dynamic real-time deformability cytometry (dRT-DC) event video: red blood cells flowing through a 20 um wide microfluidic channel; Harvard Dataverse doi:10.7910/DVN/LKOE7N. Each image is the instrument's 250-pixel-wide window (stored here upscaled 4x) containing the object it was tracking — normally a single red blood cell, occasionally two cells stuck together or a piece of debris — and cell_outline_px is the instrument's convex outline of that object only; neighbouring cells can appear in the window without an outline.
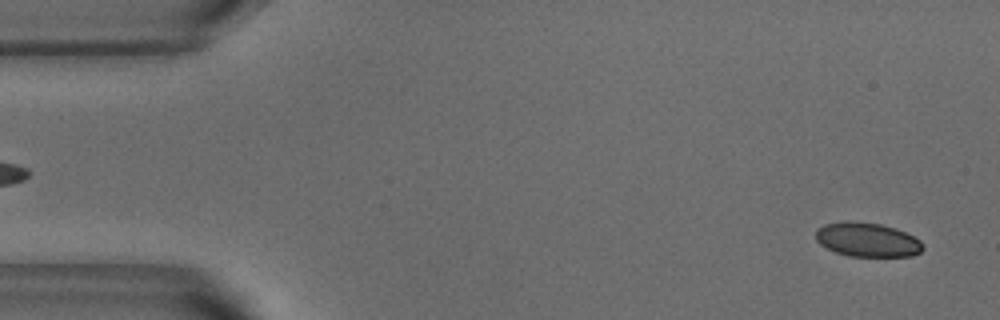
{"species": "common noctule bat (a hibernating species)", "species_latin": "Nyctalus noctula", "temperature_condition": "warm", "stored_images_in_passage": 52, "camera_frame_rate_fps": 3000, "um_per_image_px": 0.085, "animal": {"sex": "male", "body_mass_g": 18.8}, "frame": {"image": 1, "passage_image": 2, "time_ms": 0.333, "image_size_px": [1000, 320], "cell_outline_px": [[924, 248], [920, 252], [912, 256], [848, 256], [836, 252], [820, 244], [816, 240], [816, 228], [824, 224], [844, 220], [852, 220], [880, 224], [896, 228], [920, 240], [924, 244]], "centroid_in_image_um": [73.7, 20.36], "position_along_channel_um": 11.3, "area_um2": 21.5}}
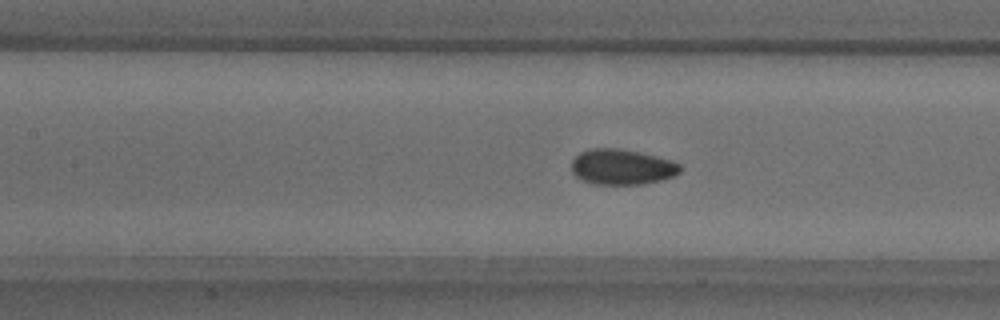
{"frame": {"image": 2, "passage_image": 22, "time_ms": 7.0, "image_size_px": [1000, 320], "cell_outline_px": [[680, 172], [676, 176], [660, 180], [640, 184], [592, 184], [576, 176], [572, 172], [572, 160], [580, 152], [592, 148], [620, 148], [640, 152], [672, 160], [680, 164]], "centroid_in_image_um": [52.87, 14.18], "position_along_channel_um": 154.5, "area_um2": 22.48}}
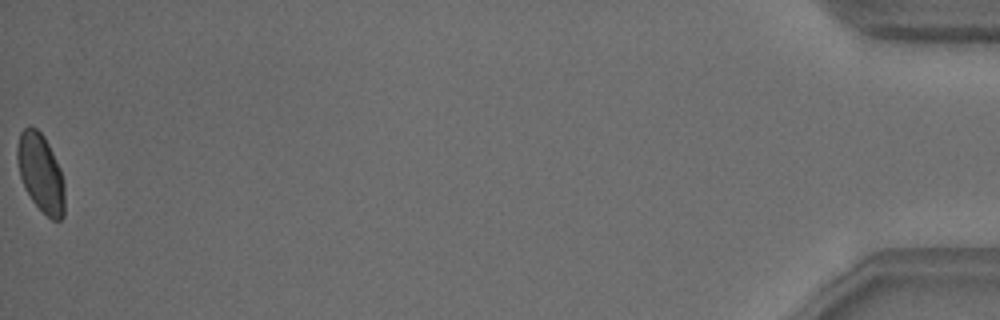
{"frame": {"image": 3, "passage_image": 52, "time_ms": 17.0, "image_size_px": [1000, 320], "cell_outline_px": [[64, 216], [60, 220], [52, 220], [32, 200], [24, 188], [20, 176], [16, 160], [16, 148], [20, 132], [28, 124], [36, 128], [44, 136], [60, 168], [64, 184]], "centroid_in_image_um": [3.44, 14.67], "position_along_channel_um": 431.8, "area_um2": 21.68}, "authors_computed_cell_mechanics": {"area_um2": 22.0796, "velocity_mm_per_s": 3.8072, "shape_relaxation_time_tau1_ms": 4.3758, "shape_relaxation_time_tau2_ms": null, "deformation_change_tau1": 0.1005, "deformation_change_tau2": null}}